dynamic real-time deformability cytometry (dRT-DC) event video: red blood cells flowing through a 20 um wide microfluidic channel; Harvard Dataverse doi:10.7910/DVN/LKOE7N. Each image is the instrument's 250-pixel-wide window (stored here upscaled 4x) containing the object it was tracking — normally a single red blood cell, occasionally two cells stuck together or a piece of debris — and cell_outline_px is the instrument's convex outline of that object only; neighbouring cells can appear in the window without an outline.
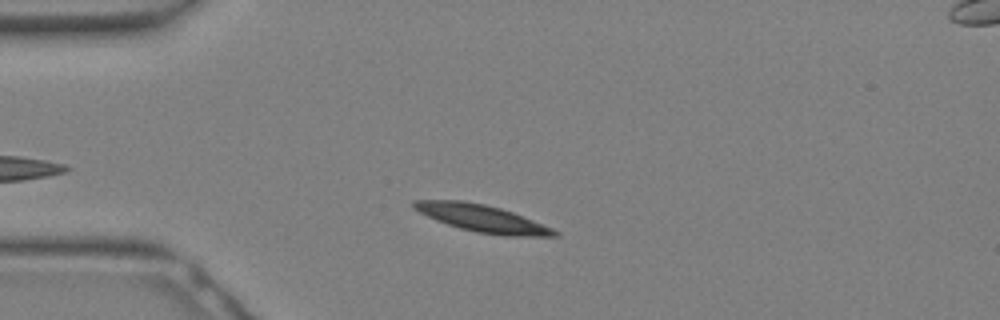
{"species": "Egyptian fruit bat (a non-hibernating species)", "species_latin": "Rousettus aegyptiacus", "temperature_condition": "warm", "stored_images_in_passage": 22, "camera_frame_rate_fps": 3000, "um_per_image_px": 0.085, "animal": {"sex": "female"}, "frame": {"image": 1, "passage_image": 4, "time_ms": 1.0, "image_size_px": [1000, 320], "cell_outline_px": [[560, 236], [504, 236], [476, 232], [460, 228], [436, 220], [412, 208], [412, 200], [464, 200], [484, 204], [500, 208], [512, 212], [552, 228], [560, 232]], "centroid_in_image_um": [40.98, 18.56], "position_along_channel_um": 44.0, "area_um2": 22.14}}
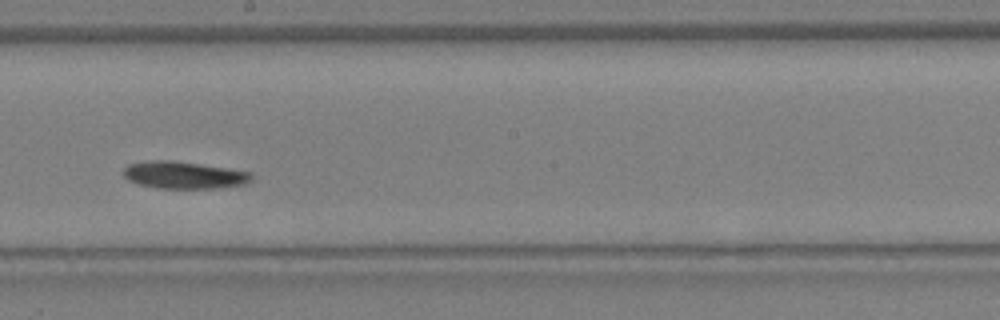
{"frame": {"image": 2, "passage_image": 14, "time_ms": 4.333, "image_size_px": [1000, 320], "cell_outline_px": [[252, 180], [244, 184], [220, 188], [156, 188], [140, 184], [128, 180], [124, 176], [124, 168], [128, 164], [152, 160], [172, 160], [228, 168], [252, 172]], "centroid_in_image_um": [15.65, 14.88], "position_along_channel_um": 232.5, "area_um2": 20.29}}
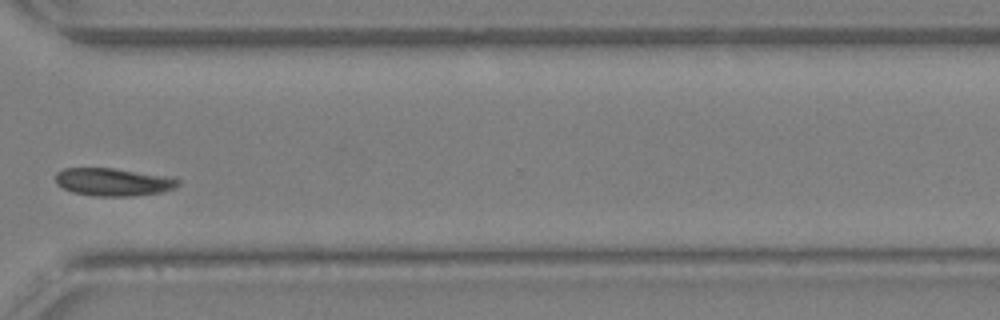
{"frame": {"image": 3, "passage_image": 20, "time_ms": 6.333, "image_size_px": [1000, 320], "cell_outline_px": [[180, 184], [176, 188], [164, 192], [132, 196], [92, 196], [72, 192], [56, 184], [56, 172], [64, 168], [116, 168], [168, 176], [180, 180]], "centroid_in_image_um": [9.65, 15.47], "position_along_channel_um": 360.9, "area_um2": 20.11}}